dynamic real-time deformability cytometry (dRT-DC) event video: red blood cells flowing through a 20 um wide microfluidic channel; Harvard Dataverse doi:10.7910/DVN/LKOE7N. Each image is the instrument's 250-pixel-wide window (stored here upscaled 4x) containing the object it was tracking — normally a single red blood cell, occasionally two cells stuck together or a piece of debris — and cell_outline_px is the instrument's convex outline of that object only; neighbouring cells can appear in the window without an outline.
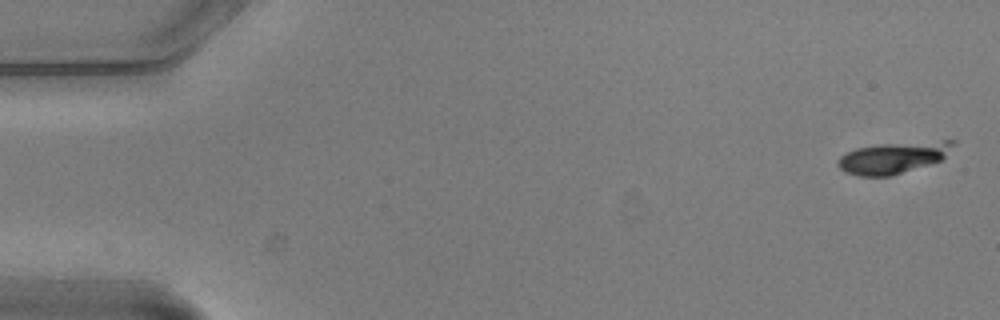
{"species": "common noctule bat (a hibernating species)", "species_latin": "Nyctalus noctula", "temperature_condition": "warm", "stored_images_in_passage": 5, "segment_of_instrument_passage": [2, 2], "camera_frame_rate_fps": 3000, "um_per_image_px": 0.085, "animal": {"sex": "male", "body_mass_g": 20.5, "forearm_length_mm": 52.5}, "frame": {"image": 1, "passage_image": 5, "time_ms": 1.333, "image_size_px": [1000, 320], "cell_outline_px": [[956, 140], [944, 156], [940, 160], [932, 164], [892, 176], [856, 176], [844, 172], [836, 164], [836, 160], [840, 156], [856, 148], [880, 144], [944, 140]], "centroid_in_image_um": [75.88, 13.41], "position_along_channel_um": 9.1, "area_um2": 21.21}}